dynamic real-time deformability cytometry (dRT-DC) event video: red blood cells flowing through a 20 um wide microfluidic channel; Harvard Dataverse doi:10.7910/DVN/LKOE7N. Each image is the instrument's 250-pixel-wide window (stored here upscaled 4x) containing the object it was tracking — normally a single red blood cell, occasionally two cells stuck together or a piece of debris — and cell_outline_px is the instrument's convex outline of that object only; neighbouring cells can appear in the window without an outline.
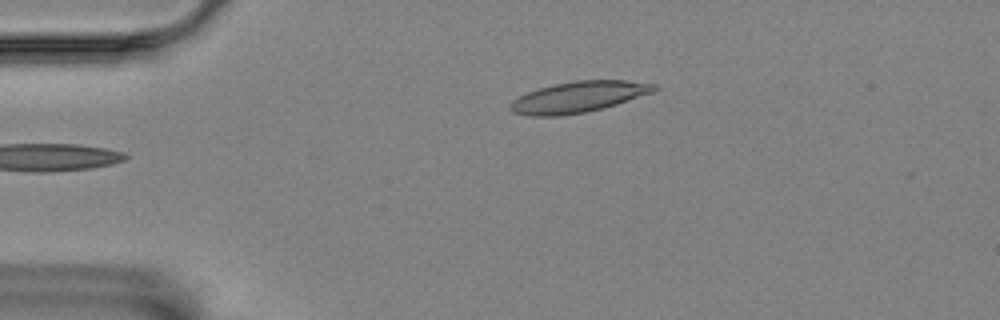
{"species": "Egyptian fruit bat (a non-hibernating species)", "species_latin": "Rousettus aegyptiacus", "temperature_condition": "room temperature", "stored_images_in_passage": 4, "camera_frame_rate_fps": 3000, "um_per_image_px": 0.085, "animal": {"sex": "female"}, "frame": {"image": 1, "passage_image": 4, "time_ms": 1.0, "image_size_px": [1000, 320], "cell_outline_px": [[660, 88], [652, 92], [616, 104], [584, 112], [560, 116], [528, 116], [512, 112], [508, 108], [508, 104], [512, 100], [528, 92], [552, 84], [576, 80], [624, 80], [656, 84]], "centroid_in_image_um": [49.12, 8.24], "position_along_channel_um": 35.9, "area_um2": 25.89}}